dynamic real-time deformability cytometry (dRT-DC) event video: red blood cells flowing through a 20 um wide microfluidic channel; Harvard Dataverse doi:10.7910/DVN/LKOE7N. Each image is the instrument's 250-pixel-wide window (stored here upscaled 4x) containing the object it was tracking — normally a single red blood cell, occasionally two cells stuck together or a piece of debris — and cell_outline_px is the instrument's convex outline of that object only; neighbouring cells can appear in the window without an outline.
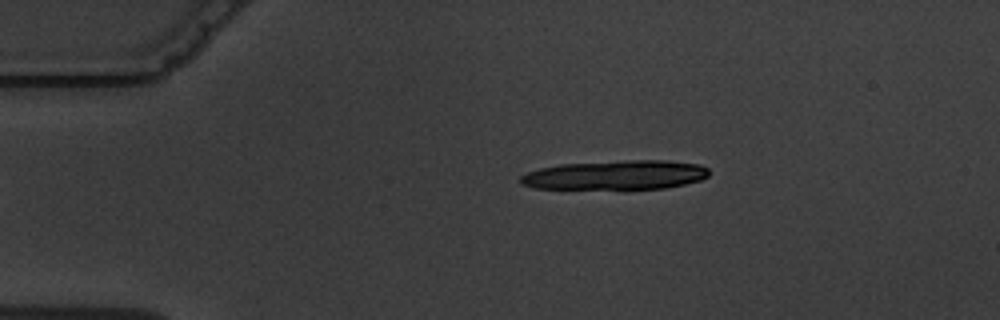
{"species": "common noctule bat (a hibernating species)", "species_latin": "Nyctalus noctula", "temperature_condition": "warm", "stored_images_in_passage": 4, "camera_frame_rate_fps": 3000, "um_per_image_px": 0.085, "animal": {"sex": "male", "body_mass_g": 19.5, "forearm_length_mm": 54.6}, "frame": {"image": 1, "passage_image": 2, "time_ms": 2.0, "image_size_px": [1000, 320], "cell_outline_px": [[708, 176], [700, 180], [684, 184], [664, 188], [532, 188], [520, 184], [520, 176], [528, 172], [540, 168], [560, 164], [632, 160], [668, 160], [700, 164], [708, 168]], "centroid_in_image_um": [52.34, 14.86], "position_along_channel_um": 32.7, "area_um2": 31.91}}